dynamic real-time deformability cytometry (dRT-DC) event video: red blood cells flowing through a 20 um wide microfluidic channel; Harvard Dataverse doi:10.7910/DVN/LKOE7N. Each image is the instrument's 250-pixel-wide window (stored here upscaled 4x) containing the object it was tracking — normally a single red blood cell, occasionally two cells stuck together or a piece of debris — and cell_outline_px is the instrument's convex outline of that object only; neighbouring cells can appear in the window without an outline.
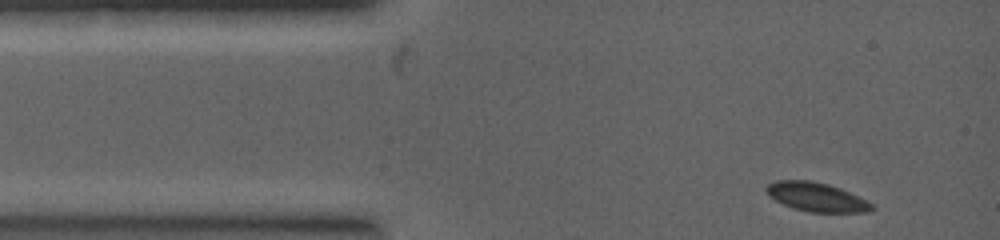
{"species": "common noctule bat (a hibernating species)", "species_latin": "Nyctalus noctula", "temperature_condition": "warm", "stored_images_in_passage": 50, "camera_frame_rate_fps": 5000, "um_per_image_px": 0.085, "animal": {"sex": "female", "body_mass_g": 19.0, "forearm_length_mm": 53.3}, "frame": {"image": 1, "passage_image": 1, "time_ms": 0.0, "image_size_px": [1000, 240], "cell_outline_px": [[876, 208], [868, 212], [808, 212], [784, 204], [768, 196], [764, 188], [768, 184], [776, 180], [808, 180], [828, 184], [840, 188], [872, 204]], "centroid_in_image_um": [69.36, 16.74], "position_along_channel_um": 15.6, "area_um2": 17.57}}
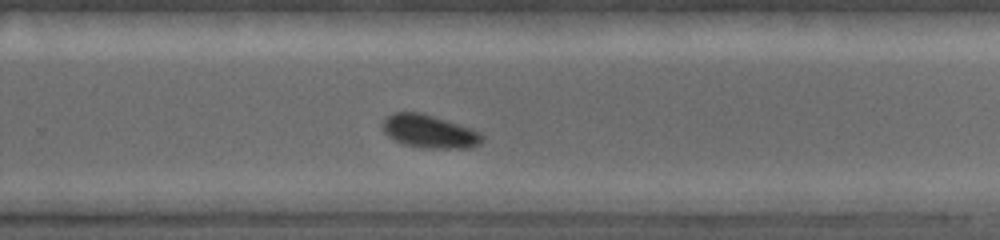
{"frame": {"image": 2, "passage_image": 40, "time_ms": 5.0, "image_size_px": [1000, 240], "cell_outline_px": [[484, 140], [480, 144], [472, 148], [428, 148], [404, 144], [388, 136], [384, 132], [384, 120], [388, 116], [396, 112], [416, 112], [432, 116], [472, 128], [480, 132], [484, 136]], "centroid_in_image_um": [36.56, 11.19], "position_along_channel_um": 293.2, "area_um2": 18.96}}
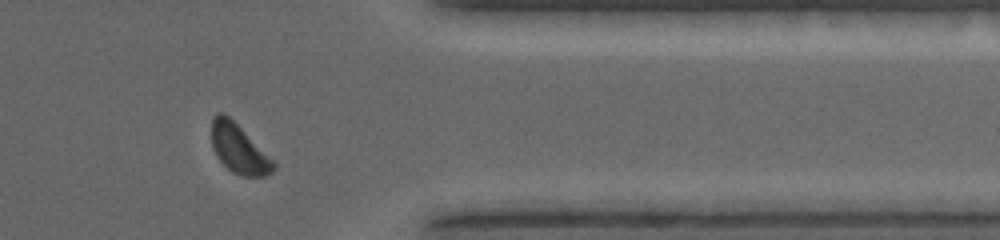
{"frame": {"image": 3, "passage_image": 47, "time_ms": 6.6, "image_size_px": [1000, 240], "cell_outline_px": [[276, 168], [272, 172], [264, 176], [240, 176], [232, 172], [216, 156], [212, 148], [212, 120], [216, 112], [224, 112], [276, 160]], "centroid_in_image_um": [20.34, 12.65], "position_along_channel_um": 391.1, "area_um2": 17.98}}